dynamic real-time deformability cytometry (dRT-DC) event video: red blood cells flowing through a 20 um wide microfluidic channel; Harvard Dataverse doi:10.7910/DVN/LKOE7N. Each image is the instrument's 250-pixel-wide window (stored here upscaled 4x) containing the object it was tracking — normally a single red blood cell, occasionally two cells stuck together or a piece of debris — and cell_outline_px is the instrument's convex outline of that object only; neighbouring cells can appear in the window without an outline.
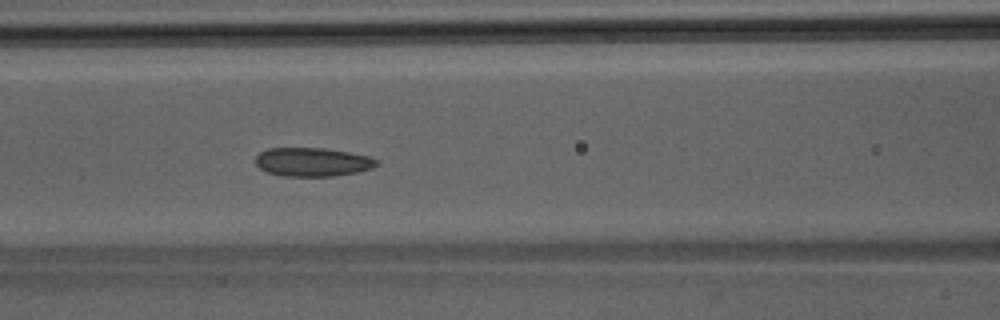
{"species": "Egyptian fruit bat (a non-hibernating species)", "species_latin": "Rousettus aegyptiacus", "temperature_condition": "room temperature", "stored_images_in_passage": 48, "segment_of_instrument_passage": [1, 2], "camera_frame_rate_fps": 3000, "um_per_image_px": 0.085, "animal": {"sex": "male"}, "frame": {"image": 1, "passage_image": 21, "time_ms": 6.667, "image_size_px": [1000, 320], "cell_outline_px": [[380, 160], [372, 168], [356, 172], [332, 176], [284, 176], [268, 172], [260, 168], [256, 164], [256, 156], [260, 152], [268, 148], [324, 148], [348, 152], [368, 156]], "centroid_in_image_um": [26.56, 13.76], "position_along_channel_um": 140.0, "area_um2": 20.11}}
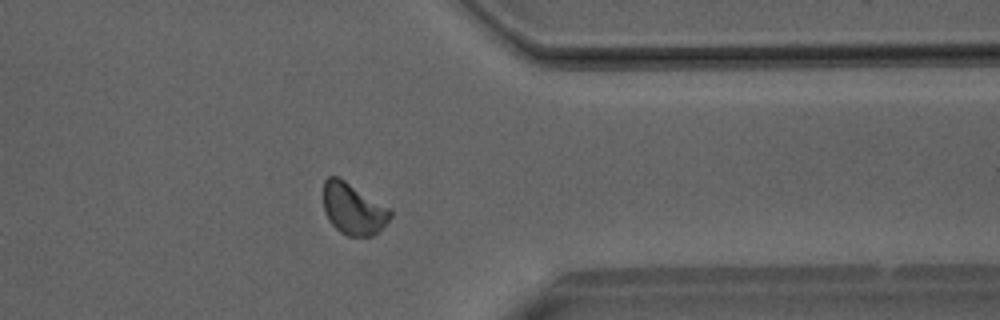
{"frame": {"image": 2, "passage_image": 38, "time_ms": 12.333, "image_size_px": [1000, 320], "cell_outline_px": [[392, 216], [372, 236], [348, 236], [340, 232], [328, 220], [324, 208], [324, 180], [328, 176], [336, 176], [344, 180], [392, 208]], "centroid_in_image_um": [30.04, 17.74], "position_along_channel_um": 381.4, "area_um2": 20.0}}
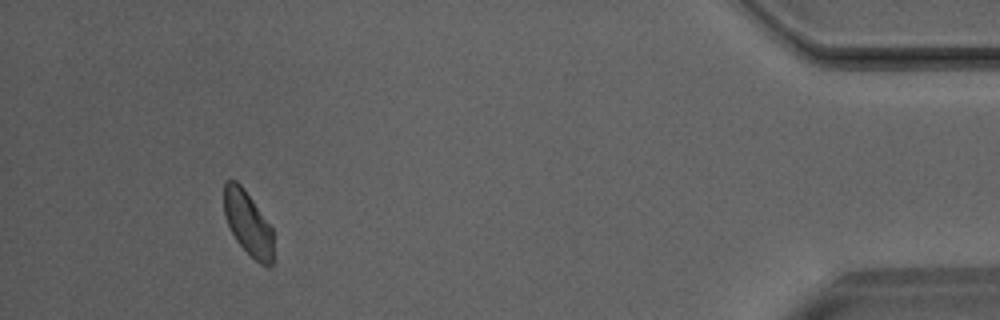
{"frame": {"image": 3, "passage_image": 44, "time_ms": 14.333, "image_size_px": [1000, 320], "cell_outline_px": [[272, 264], [268, 268], [260, 264], [236, 240], [228, 224], [224, 212], [224, 180], [236, 180], [244, 188], [272, 228]], "centroid_in_image_um": [21.07, 18.96], "position_along_channel_um": 414.1, "area_um2": 18.15}}